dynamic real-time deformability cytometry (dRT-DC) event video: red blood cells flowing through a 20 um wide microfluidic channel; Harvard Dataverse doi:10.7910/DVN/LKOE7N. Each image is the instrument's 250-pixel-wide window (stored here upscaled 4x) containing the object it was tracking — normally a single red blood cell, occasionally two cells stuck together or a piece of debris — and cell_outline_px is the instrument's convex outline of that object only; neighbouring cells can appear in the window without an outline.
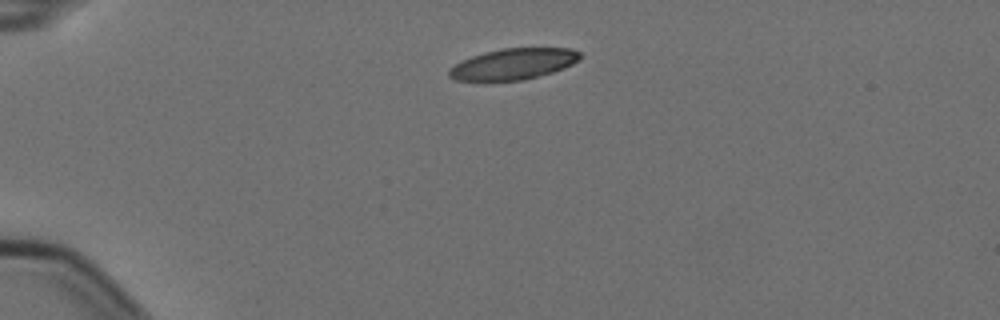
{"species": "Egyptian fruit bat (a non-hibernating species)", "species_latin": "Rousettus aegyptiacus", "temperature_condition": "cold", "stored_images_in_passage": 2, "camera_frame_rate_fps": 3000, "um_per_image_px": 0.085, "animal": {"sex": "female"}, "frame": {"image": 1, "passage_image": 1, "time_ms": 0.0, "image_size_px": [1000, 320], "cell_outline_px": [[580, 60], [564, 68], [552, 72], [524, 80], [488, 84], [484, 84], [456, 80], [448, 76], [448, 68], [472, 56], [484, 52], [504, 48], [568, 48], [580, 52]], "centroid_in_image_um": [43.55, 5.5], "position_along_channel_um": 41.4, "area_um2": 24.51}}